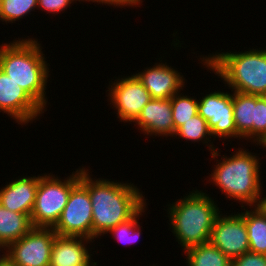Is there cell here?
I'll return each instance as SVG.
<instances>
[{"label": "cell", "instance_id": "1", "mask_svg": "<svg viewBox=\"0 0 266 266\" xmlns=\"http://www.w3.org/2000/svg\"><path fill=\"white\" fill-rule=\"evenodd\" d=\"M88 167L80 168V182L88 189L92 203V240L131 219L147 202L134 183L97 178ZM111 180V181H110Z\"/></svg>", "mask_w": 266, "mask_h": 266}, {"label": "cell", "instance_id": "2", "mask_svg": "<svg viewBox=\"0 0 266 266\" xmlns=\"http://www.w3.org/2000/svg\"><path fill=\"white\" fill-rule=\"evenodd\" d=\"M217 148L211 153V159L216 161L207 178L209 183L216 186L222 194L229 200L241 202V208L244 206H259L262 194L265 189L262 188L261 167L259 156L252 153L244 147L237 148L232 155H220ZM255 154V155H254ZM221 156V159L218 157ZM218 159V160H217ZM222 160V161H221ZM264 189V190H263Z\"/></svg>", "mask_w": 266, "mask_h": 266}, {"label": "cell", "instance_id": "3", "mask_svg": "<svg viewBox=\"0 0 266 266\" xmlns=\"http://www.w3.org/2000/svg\"><path fill=\"white\" fill-rule=\"evenodd\" d=\"M27 37L1 44L0 69L46 112L50 64L46 61L40 41Z\"/></svg>", "mask_w": 266, "mask_h": 266}, {"label": "cell", "instance_id": "4", "mask_svg": "<svg viewBox=\"0 0 266 266\" xmlns=\"http://www.w3.org/2000/svg\"><path fill=\"white\" fill-rule=\"evenodd\" d=\"M200 63L223 80L225 87L239 93L266 96V49L200 55Z\"/></svg>", "mask_w": 266, "mask_h": 266}, {"label": "cell", "instance_id": "5", "mask_svg": "<svg viewBox=\"0 0 266 266\" xmlns=\"http://www.w3.org/2000/svg\"><path fill=\"white\" fill-rule=\"evenodd\" d=\"M185 195L166 205L169 229L184 252L210 241L214 222L222 212L214 198L203 190L195 189Z\"/></svg>", "mask_w": 266, "mask_h": 266}, {"label": "cell", "instance_id": "6", "mask_svg": "<svg viewBox=\"0 0 266 266\" xmlns=\"http://www.w3.org/2000/svg\"><path fill=\"white\" fill-rule=\"evenodd\" d=\"M80 181V168L72 175L59 176L41 174L36 192L35 204L30 215L33 227L53 228L65 208L71 189Z\"/></svg>", "mask_w": 266, "mask_h": 266}, {"label": "cell", "instance_id": "7", "mask_svg": "<svg viewBox=\"0 0 266 266\" xmlns=\"http://www.w3.org/2000/svg\"><path fill=\"white\" fill-rule=\"evenodd\" d=\"M106 88V97L110 101L109 105L115 108L118 121L128 124L137 120L143 107L152 99L149 91L134 74L115 77Z\"/></svg>", "mask_w": 266, "mask_h": 266}, {"label": "cell", "instance_id": "8", "mask_svg": "<svg viewBox=\"0 0 266 266\" xmlns=\"http://www.w3.org/2000/svg\"><path fill=\"white\" fill-rule=\"evenodd\" d=\"M53 230L60 236L92 239V203L88 189L80 181L71 189L68 202Z\"/></svg>", "mask_w": 266, "mask_h": 266}, {"label": "cell", "instance_id": "9", "mask_svg": "<svg viewBox=\"0 0 266 266\" xmlns=\"http://www.w3.org/2000/svg\"><path fill=\"white\" fill-rule=\"evenodd\" d=\"M53 228L33 227L8 245V258L17 266H50Z\"/></svg>", "mask_w": 266, "mask_h": 266}, {"label": "cell", "instance_id": "10", "mask_svg": "<svg viewBox=\"0 0 266 266\" xmlns=\"http://www.w3.org/2000/svg\"><path fill=\"white\" fill-rule=\"evenodd\" d=\"M198 114L201 115L211 130L212 137L226 139L236 138L233 117L232 90H217L202 96L198 100Z\"/></svg>", "mask_w": 266, "mask_h": 266}, {"label": "cell", "instance_id": "11", "mask_svg": "<svg viewBox=\"0 0 266 266\" xmlns=\"http://www.w3.org/2000/svg\"><path fill=\"white\" fill-rule=\"evenodd\" d=\"M0 112L22 126L40 119L45 111L0 69Z\"/></svg>", "mask_w": 266, "mask_h": 266}, {"label": "cell", "instance_id": "12", "mask_svg": "<svg viewBox=\"0 0 266 266\" xmlns=\"http://www.w3.org/2000/svg\"><path fill=\"white\" fill-rule=\"evenodd\" d=\"M231 259L249 252L248 232L245 219L237 212L217 216L210 241Z\"/></svg>", "mask_w": 266, "mask_h": 266}, {"label": "cell", "instance_id": "13", "mask_svg": "<svg viewBox=\"0 0 266 266\" xmlns=\"http://www.w3.org/2000/svg\"><path fill=\"white\" fill-rule=\"evenodd\" d=\"M134 75L149 91L151 98L168 99L185 88L187 82L181 72L167 65V62H156Z\"/></svg>", "mask_w": 266, "mask_h": 266}, {"label": "cell", "instance_id": "14", "mask_svg": "<svg viewBox=\"0 0 266 266\" xmlns=\"http://www.w3.org/2000/svg\"><path fill=\"white\" fill-rule=\"evenodd\" d=\"M133 124L145 136H166V138L170 136L173 138L174 125L171 98H152L143 107L141 114Z\"/></svg>", "mask_w": 266, "mask_h": 266}, {"label": "cell", "instance_id": "15", "mask_svg": "<svg viewBox=\"0 0 266 266\" xmlns=\"http://www.w3.org/2000/svg\"><path fill=\"white\" fill-rule=\"evenodd\" d=\"M94 241L84 237L56 235L51 249L50 266H97V262H92L94 260L91 257L95 248L87 246L88 243L92 246Z\"/></svg>", "mask_w": 266, "mask_h": 266}, {"label": "cell", "instance_id": "16", "mask_svg": "<svg viewBox=\"0 0 266 266\" xmlns=\"http://www.w3.org/2000/svg\"><path fill=\"white\" fill-rule=\"evenodd\" d=\"M40 175L17 177L0 188V204L6 209L31 215Z\"/></svg>", "mask_w": 266, "mask_h": 266}, {"label": "cell", "instance_id": "17", "mask_svg": "<svg viewBox=\"0 0 266 266\" xmlns=\"http://www.w3.org/2000/svg\"><path fill=\"white\" fill-rule=\"evenodd\" d=\"M232 104L236 139H245L253 144V121L256 95L232 91Z\"/></svg>", "mask_w": 266, "mask_h": 266}, {"label": "cell", "instance_id": "18", "mask_svg": "<svg viewBox=\"0 0 266 266\" xmlns=\"http://www.w3.org/2000/svg\"><path fill=\"white\" fill-rule=\"evenodd\" d=\"M249 208L250 210L244 207L243 212H238L245 219L249 251L266 255V213L260 206Z\"/></svg>", "mask_w": 266, "mask_h": 266}, {"label": "cell", "instance_id": "19", "mask_svg": "<svg viewBox=\"0 0 266 266\" xmlns=\"http://www.w3.org/2000/svg\"><path fill=\"white\" fill-rule=\"evenodd\" d=\"M32 228L30 215L10 211L0 204V241L9 245Z\"/></svg>", "mask_w": 266, "mask_h": 266}, {"label": "cell", "instance_id": "20", "mask_svg": "<svg viewBox=\"0 0 266 266\" xmlns=\"http://www.w3.org/2000/svg\"><path fill=\"white\" fill-rule=\"evenodd\" d=\"M187 266H232V259L210 242L185 251Z\"/></svg>", "mask_w": 266, "mask_h": 266}, {"label": "cell", "instance_id": "21", "mask_svg": "<svg viewBox=\"0 0 266 266\" xmlns=\"http://www.w3.org/2000/svg\"><path fill=\"white\" fill-rule=\"evenodd\" d=\"M173 137H177L178 139L182 138L186 140V142L191 141V143L201 142L208 147L207 150H209L210 153L217 149L212 142L211 130L208 127L207 121L199 114H196L182 124L176 130Z\"/></svg>", "mask_w": 266, "mask_h": 266}, {"label": "cell", "instance_id": "22", "mask_svg": "<svg viewBox=\"0 0 266 266\" xmlns=\"http://www.w3.org/2000/svg\"><path fill=\"white\" fill-rule=\"evenodd\" d=\"M172 118L174 134L176 130L188 121L191 117L198 114V99L195 96L182 94L181 91L171 97Z\"/></svg>", "mask_w": 266, "mask_h": 266}, {"label": "cell", "instance_id": "23", "mask_svg": "<svg viewBox=\"0 0 266 266\" xmlns=\"http://www.w3.org/2000/svg\"><path fill=\"white\" fill-rule=\"evenodd\" d=\"M147 206L146 203L131 219L110 229L106 234H111L113 239L123 245L130 246L137 243L142 232V226H140L142 222H139V218L147 211Z\"/></svg>", "mask_w": 266, "mask_h": 266}, {"label": "cell", "instance_id": "24", "mask_svg": "<svg viewBox=\"0 0 266 266\" xmlns=\"http://www.w3.org/2000/svg\"><path fill=\"white\" fill-rule=\"evenodd\" d=\"M37 9V0H1L0 18L3 24L16 23ZM30 13V14H29Z\"/></svg>", "mask_w": 266, "mask_h": 266}, {"label": "cell", "instance_id": "25", "mask_svg": "<svg viewBox=\"0 0 266 266\" xmlns=\"http://www.w3.org/2000/svg\"><path fill=\"white\" fill-rule=\"evenodd\" d=\"M255 143V144H254ZM253 144L266 151V96L256 95L253 121Z\"/></svg>", "mask_w": 266, "mask_h": 266}, {"label": "cell", "instance_id": "26", "mask_svg": "<svg viewBox=\"0 0 266 266\" xmlns=\"http://www.w3.org/2000/svg\"><path fill=\"white\" fill-rule=\"evenodd\" d=\"M80 2V0H37V10L46 11L50 15L55 16L58 15L61 12H65V9L67 10L68 7H71L72 3L74 2L77 4V2Z\"/></svg>", "mask_w": 266, "mask_h": 266}, {"label": "cell", "instance_id": "27", "mask_svg": "<svg viewBox=\"0 0 266 266\" xmlns=\"http://www.w3.org/2000/svg\"><path fill=\"white\" fill-rule=\"evenodd\" d=\"M232 266H266V255L249 251L233 258Z\"/></svg>", "mask_w": 266, "mask_h": 266}, {"label": "cell", "instance_id": "28", "mask_svg": "<svg viewBox=\"0 0 266 266\" xmlns=\"http://www.w3.org/2000/svg\"><path fill=\"white\" fill-rule=\"evenodd\" d=\"M143 0H101V4H105V6H114V7H117L120 9L123 8V7H133V8H137L141 6ZM135 6V7H134Z\"/></svg>", "mask_w": 266, "mask_h": 266}, {"label": "cell", "instance_id": "29", "mask_svg": "<svg viewBox=\"0 0 266 266\" xmlns=\"http://www.w3.org/2000/svg\"><path fill=\"white\" fill-rule=\"evenodd\" d=\"M0 251L3 253L2 255L0 254V265L8 258V245L0 241Z\"/></svg>", "mask_w": 266, "mask_h": 266}, {"label": "cell", "instance_id": "30", "mask_svg": "<svg viewBox=\"0 0 266 266\" xmlns=\"http://www.w3.org/2000/svg\"><path fill=\"white\" fill-rule=\"evenodd\" d=\"M259 206L266 213V195L262 194V198H261V202H260Z\"/></svg>", "mask_w": 266, "mask_h": 266}, {"label": "cell", "instance_id": "31", "mask_svg": "<svg viewBox=\"0 0 266 266\" xmlns=\"http://www.w3.org/2000/svg\"><path fill=\"white\" fill-rule=\"evenodd\" d=\"M0 266H17L9 258H7Z\"/></svg>", "mask_w": 266, "mask_h": 266}, {"label": "cell", "instance_id": "32", "mask_svg": "<svg viewBox=\"0 0 266 266\" xmlns=\"http://www.w3.org/2000/svg\"><path fill=\"white\" fill-rule=\"evenodd\" d=\"M91 2V3H94V4H100L101 5V0H80V2Z\"/></svg>", "mask_w": 266, "mask_h": 266}]
</instances>
